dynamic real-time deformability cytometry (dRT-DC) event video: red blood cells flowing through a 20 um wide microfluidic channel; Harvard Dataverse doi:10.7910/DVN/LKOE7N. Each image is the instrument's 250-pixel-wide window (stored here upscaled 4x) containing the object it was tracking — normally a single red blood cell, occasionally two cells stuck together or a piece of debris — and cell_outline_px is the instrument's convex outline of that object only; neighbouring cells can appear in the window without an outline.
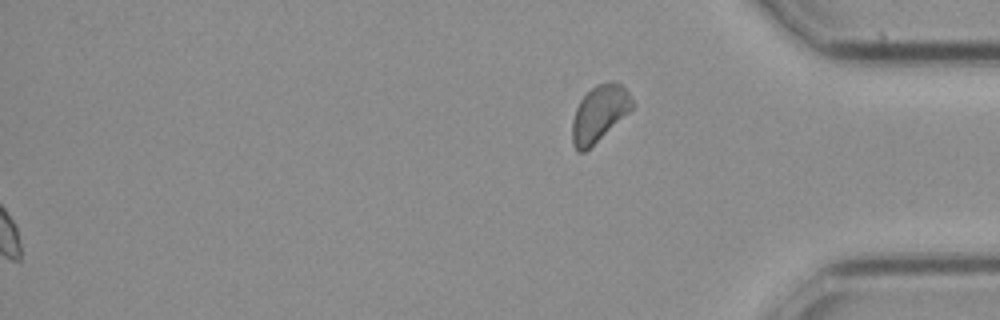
{"species": "common noctule bat (a hibernating species)", "species_latin": "Nyctalus noctula", "temperature_condition": "cold", "stored_images_in_passage": 27, "camera_frame_rate_fps": 3000, "um_per_image_px": 0.085, "animal": {"sex": "female", "body_mass_g": 21.9}, "frame": {"image": 1, "passage_image": 27, "time_ms": 8.667, "image_size_px": [1000, 320], "cell_outline_px": [[636, 104], [628, 112], [584, 152], [576, 152], [572, 144], [572, 120], [576, 108], [580, 100], [596, 84], [612, 80], [616, 80], [628, 92]], "centroid_in_image_um": [50.93, 9.62], "position_along_channel_um": 384.3, "area_um2": 19.42}}